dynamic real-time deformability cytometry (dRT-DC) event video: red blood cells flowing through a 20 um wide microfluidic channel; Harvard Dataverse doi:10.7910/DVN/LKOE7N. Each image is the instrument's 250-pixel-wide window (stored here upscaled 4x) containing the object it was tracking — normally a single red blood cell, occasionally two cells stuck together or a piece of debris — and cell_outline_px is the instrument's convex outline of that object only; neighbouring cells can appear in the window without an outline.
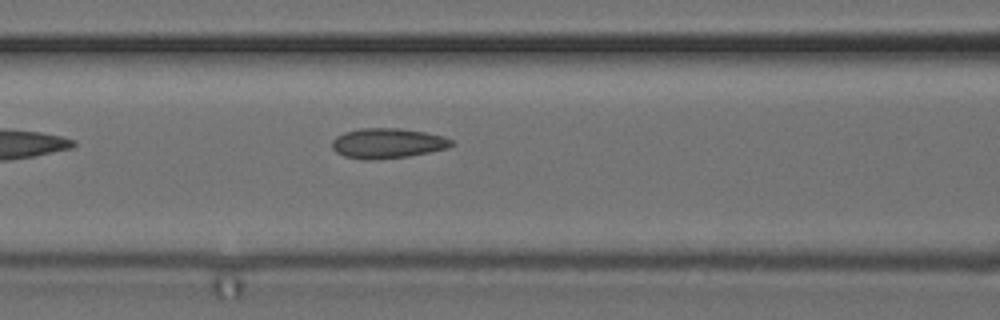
{"species": "common noctule bat (a hibernating species)", "species_latin": "Nyctalus noctula", "temperature_condition": "cold", "stored_images_in_passage": 6, "camera_frame_rate_fps": 3000, "um_per_image_px": 0.085, "animal": {"sex": "female", "body_mass_g": 24.6, "forearm_length_mm": 56.2}, "frame": {"image": 1, "passage_image": 6, "time_ms": 1.667, "image_size_px": [1000, 320], "cell_outline_px": [[456, 144], [448, 148], [408, 156], [368, 160], [364, 160], [344, 156], [336, 152], [332, 148], [332, 140], [336, 136], [344, 132], [360, 128], [400, 128], [424, 132], [444, 136], [452, 140]], "centroid_in_image_um": [32.93, 12.17], "position_along_channel_um": 133.7, "area_um2": 20.98}}